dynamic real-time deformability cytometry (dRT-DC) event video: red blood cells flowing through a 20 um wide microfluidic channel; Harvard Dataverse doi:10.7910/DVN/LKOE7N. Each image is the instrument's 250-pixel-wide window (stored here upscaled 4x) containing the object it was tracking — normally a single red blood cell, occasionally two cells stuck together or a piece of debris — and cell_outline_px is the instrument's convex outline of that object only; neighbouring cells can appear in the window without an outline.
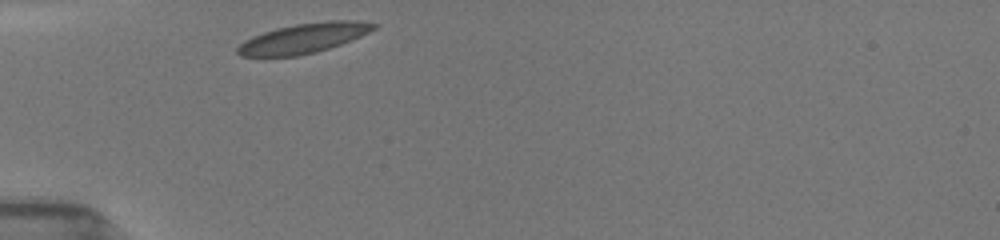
{"species": "common noctule bat (a hibernating species)", "species_latin": "Nyctalus noctula", "temperature_condition": "room temperature", "stored_images_in_passage": 19, "camera_frame_rate_fps": 3000, "um_per_image_px": 0.085, "animal": {"sex": "female", "body_mass_g": 19.5, "forearm_length_mm": 54.1}, "frame": {"image": 1, "passage_image": 1, "time_ms": 0.0, "image_size_px": [1000, 240], "cell_outline_px": [[380, 24], [376, 28], [360, 36], [340, 44], [316, 52], [296, 56], [240, 56], [236, 52], [236, 48], [244, 40], [252, 36], [276, 28], [296, 24], [328, 20], [356, 20]], "centroid_in_image_um": [25.8, 3.24], "position_along_channel_um": 59.2, "area_um2": 23.58}}
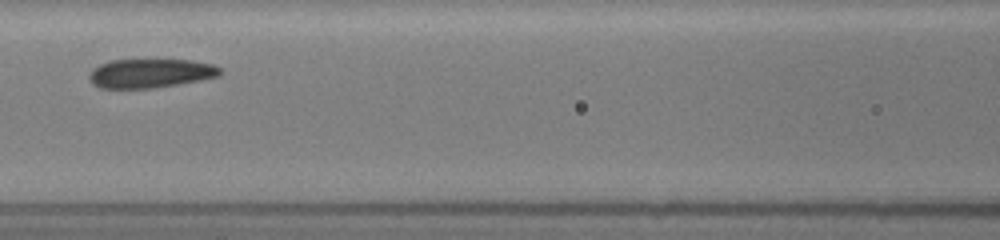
{"frame": {"image": 2, "passage_image": 14, "time_ms": 2.667, "image_size_px": [1000, 240], "cell_outline_px": [[224, 72], [220, 76], [200, 80], [156, 88], [100, 88], [92, 84], [88, 76], [92, 68], [100, 64], [112, 60], [192, 60], [212, 64], [220, 68]], "centroid_in_image_um": [12.79, 6.23], "position_along_channel_um": 153.8, "area_um2": 22.25}}
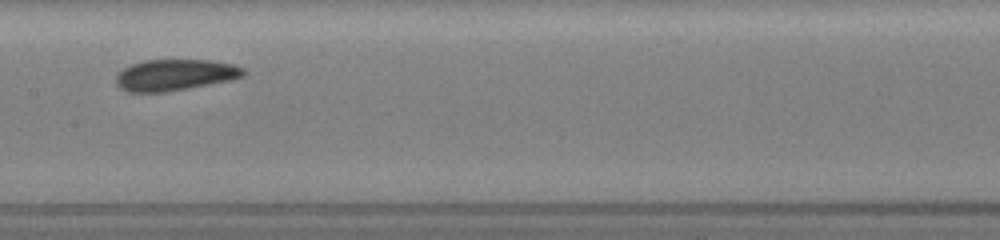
{"frame": {"image": 3, "passage_image": 18, "time_ms": 3.667, "image_size_px": [1000, 240], "cell_outline_px": [[248, 72], [244, 76], [232, 80], [188, 88], [164, 92], [124, 92], [116, 84], [116, 76], [124, 68], [132, 64], [144, 60], [212, 60], [232, 64], [244, 68]], "centroid_in_image_um": [14.9, 6.37], "position_along_channel_um": 192.5, "area_um2": 23.35}}